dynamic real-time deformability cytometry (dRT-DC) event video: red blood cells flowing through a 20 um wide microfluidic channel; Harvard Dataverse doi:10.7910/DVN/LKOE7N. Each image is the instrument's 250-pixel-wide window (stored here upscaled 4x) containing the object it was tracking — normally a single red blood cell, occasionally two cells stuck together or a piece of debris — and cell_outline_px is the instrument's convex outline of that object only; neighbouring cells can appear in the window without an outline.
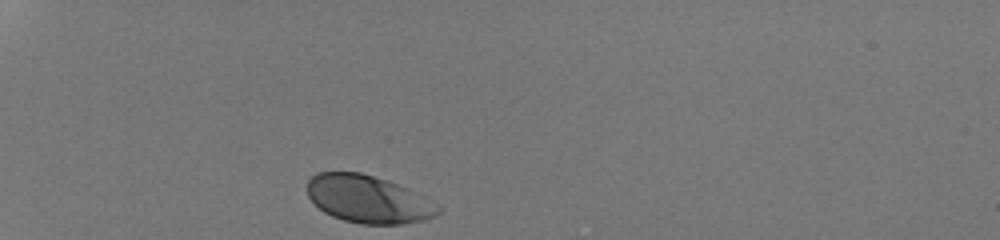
{"species": "human", "species_latin": "Homo sapiens", "temperature_condition": "room temperature", "stored_images_in_passage": 29, "camera_frame_rate_fps": 3000, "um_per_image_px": 0.085, "donor": {"sex": "male"}, "frame": {"image": 1, "passage_image": 1, "time_ms": 0.0, "image_size_px": [1000, 240], "cell_outline_px": [[440, 212], [436, 216], [420, 220], [400, 224], [360, 224], [344, 220], [332, 216], [324, 212], [308, 196], [308, 180], [316, 172], [360, 172], [408, 188], [432, 200], [440, 208]], "centroid_in_image_um": [31.29, 16.93], "position_along_channel_um": 53.7, "area_um2": 36.01}}
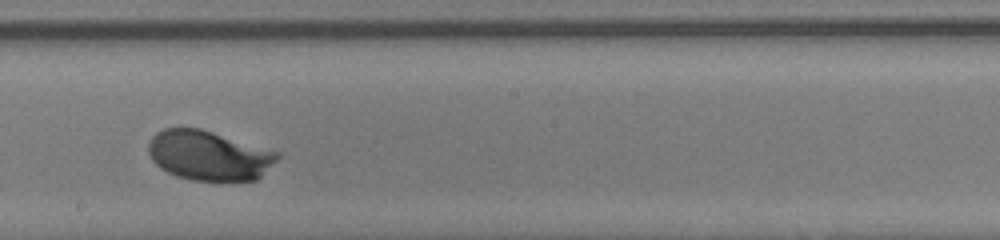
{"frame": {"image": 2, "passage_image": 17, "time_ms": 5.333, "image_size_px": [1000, 240], "cell_outline_px": [[280, 156], [256, 180], [192, 180], [176, 176], [160, 168], [152, 160], [148, 152], [148, 144], [152, 136], [156, 132], [164, 128], [200, 128], [280, 152]], "centroid_in_image_um": [17.72, 13.2], "position_along_channel_um": 230.5, "area_um2": 37.17}}
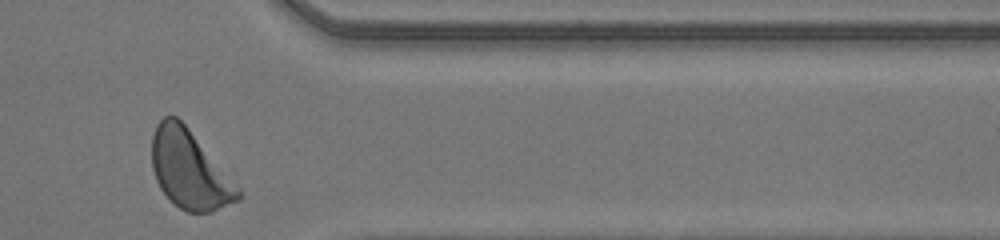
{"frame": {"image": 3, "passage_image": 29, "time_ms": 9.333, "image_size_px": [1000, 240], "cell_outline_px": [[240, 200], [212, 212], [188, 212], [180, 208], [160, 188], [156, 180], [152, 168], [152, 136], [156, 124], [164, 116], [176, 116], [188, 128], [240, 188]], "centroid_in_image_um": [16.1, 14.42], "position_along_channel_um": 395.3, "area_um2": 38.84}, "authors_computed_cell_mechanics": {"area_um2": 37.0498, "velocity_mm_per_s": 4.192, "shape_relaxation_time_tau1_ms": 1.25, "shape_relaxation_time_tau2_ms": null, "deformation_change_tau1": 0.1061, "deformation_change_tau2": null}}